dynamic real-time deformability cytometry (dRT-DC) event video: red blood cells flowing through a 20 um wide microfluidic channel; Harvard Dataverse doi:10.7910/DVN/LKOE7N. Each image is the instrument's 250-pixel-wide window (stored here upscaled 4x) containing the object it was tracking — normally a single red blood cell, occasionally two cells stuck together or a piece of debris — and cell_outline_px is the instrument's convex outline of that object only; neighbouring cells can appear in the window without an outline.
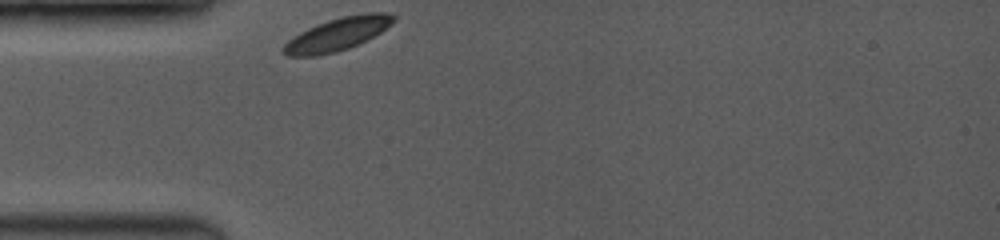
{"species": "common noctule bat (a hibernating species)", "species_latin": "Nyctalus noctula", "temperature_condition": "room temperature", "stored_images_in_passage": 34, "camera_frame_rate_fps": 3500, "um_per_image_px": 0.085, "animal": {"sex": "female", "body_mass_g": 19.0, "forearm_length_mm": 53.3}, "frame": {"image": 1, "passage_image": 1, "time_ms": 0.0, "image_size_px": [1000, 240], "cell_outline_px": [[396, 20], [392, 24], [380, 32], [348, 48], [336, 52], [316, 56], [288, 56], [280, 48], [288, 40], [300, 32], [308, 28], [328, 20], [340, 16], [364, 12], [388, 12], [396, 16]], "centroid_in_image_um": [28.7, 2.88], "position_along_channel_um": 56.3, "area_um2": 21.04}}
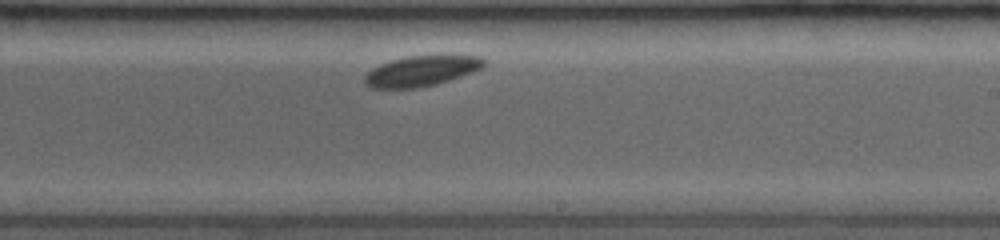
{"frame": {"image": 2, "passage_image": 20, "time_ms": 5.429, "image_size_px": [1000, 240], "cell_outline_px": [[488, 64], [472, 72], [436, 84], [416, 88], [372, 88], [364, 80], [364, 76], [372, 68], [380, 64], [392, 60], [408, 56], [452, 52], [480, 56], [488, 60]], "centroid_in_image_um": [35.94, 5.96], "position_along_channel_um": 253.1, "area_um2": 21.91}}
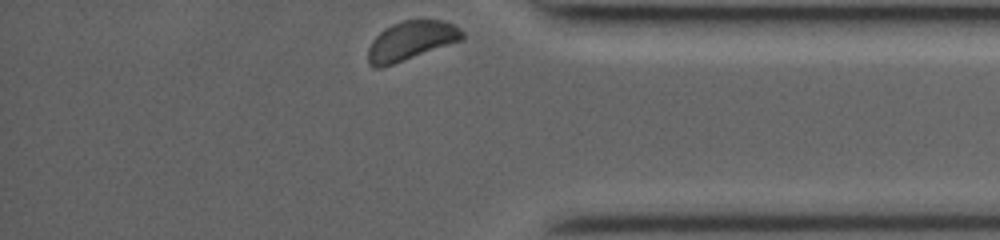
{"frame": {"image": 3, "passage_image": 34, "time_ms": 9.429, "image_size_px": [1000, 240], "cell_outline_px": [[464, 40], [380, 68], [372, 68], [368, 64], [368, 48], [372, 40], [384, 28], [392, 24], [404, 20], [440, 20], [452, 24], [460, 28], [464, 32]], "centroid_in_image_um": [34.93, 3.46], "position_along_channel_um": 400.3, "area_um2": 21.5}}